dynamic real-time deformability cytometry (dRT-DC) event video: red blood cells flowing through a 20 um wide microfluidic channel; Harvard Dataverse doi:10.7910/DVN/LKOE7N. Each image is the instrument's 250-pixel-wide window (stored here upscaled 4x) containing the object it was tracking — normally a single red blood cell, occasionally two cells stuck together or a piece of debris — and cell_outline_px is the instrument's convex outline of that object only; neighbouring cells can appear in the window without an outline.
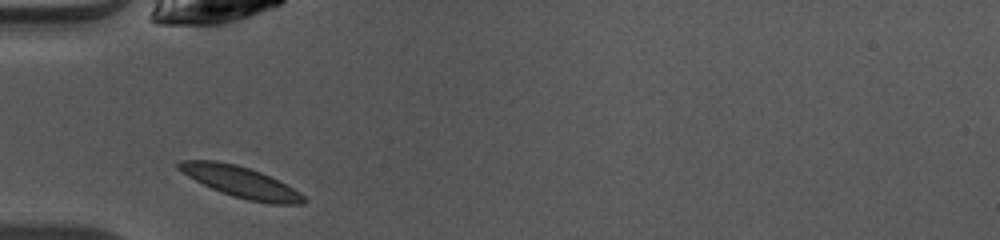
{"species": "common noctule bat (a hibernating species)", "species_latin": "Nyctalus noctula", "temperature_condition": "warm", "stored_images_in_passage": 28, "camera_frame_rate_fps": 3000, "um_per_image_px": 0.085, "animal": {"sex": "female", "body_mass_g": 10.0, "forearm_length_mm": 53.1}, "frame": {"image": 1, "passage_image": 1, "time_ms": 0.0, "image_size_px": [1000, 240], "cell_outline_px": [[308, 200], [304, 204], [272, 204], [248, 200], [232, 196], [220, 192], [188, 176], [176, 168], [176, 164], [180, 160], [216, 160], [236, 164], [260, 172], [300, 192]], "centroid_in_image_um": [20.44, 15.47], "position_along_channel_um": 64.6, "area_um2": 22.43}}
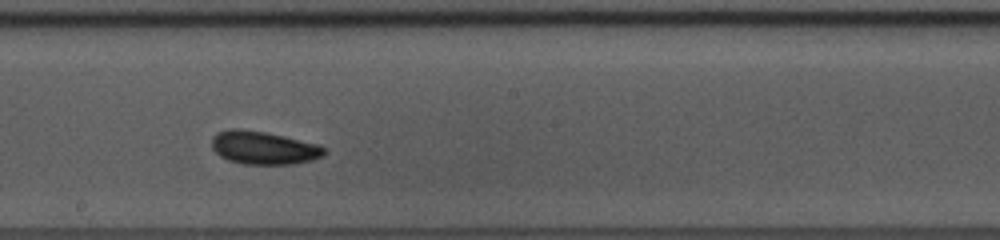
{"frame": {"image": 2, "passage_image": 13, "time_ms": 4.0, "image_size_px": [1000, 240], "cell_outline_px": [[328, 152], [324, 156], [312, 160], [292, 164], [244, 164], [228, 160], [220, 156], [212, 148], [212, 136], [216, 132], [232, 128], [240, 128], [264, 132], [284, 136], [320, 144]], "centroid_in_image_um": [22.42, 12.56], "position_along_channel_um": 225.8, "area_um2": 21.91}}
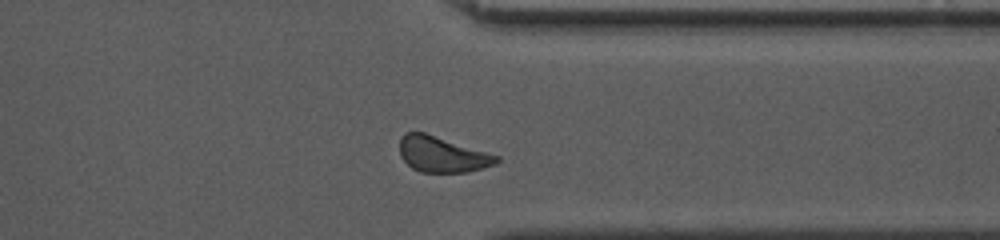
{"frame": {"image": 3, "passage_image": 24, "time_ms": 7.667, "image_size_px": [1000, 240], "cell_outline_px": [[500, 160], [496, 164], [468, 172], [420, 172], [412, 168], [400, 156], [400, 136], [404, 132], [424, 132], [500, 156]], "centroid_in_image_um": [37.58, 13.12], "position_along_channel_um": 373.8, "area_um2": 20.17}}